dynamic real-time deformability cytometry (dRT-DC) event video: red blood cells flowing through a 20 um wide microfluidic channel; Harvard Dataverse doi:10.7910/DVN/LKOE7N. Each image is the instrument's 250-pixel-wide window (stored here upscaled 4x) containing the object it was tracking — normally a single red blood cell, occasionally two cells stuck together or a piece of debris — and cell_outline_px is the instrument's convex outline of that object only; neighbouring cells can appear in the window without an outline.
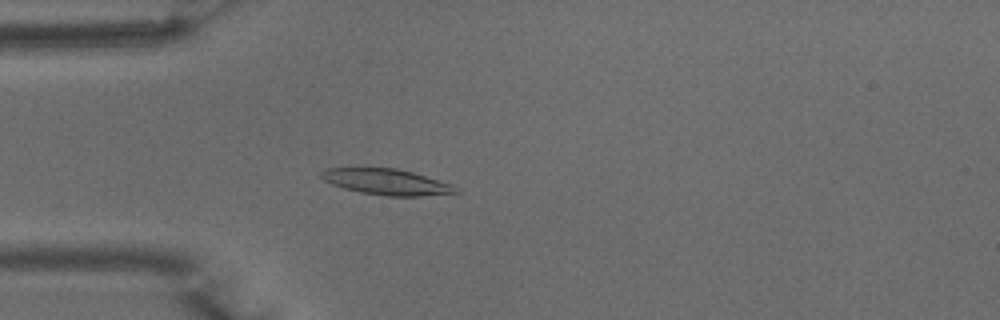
{"species": "common noctule bat (a hibernating species)", "species_latin": "Nyctalus noctula", "temperature_condition": "warm", "stored_images_in_passage": 25, "camera_frame_rate_fps": 3000, "um_per_image_px": 0.085, "animal": {"sex": "male", "body_mass_g": 15.6}, "frame": {"image": 1, "passage_image": 14, "time_ms": 4.333, "image_size_px": [1000, 320], "cell_outline_px": [[460, 192], [420, 196], [388, 196], [360, 192], [344, 188], [332, 184], [324, 180], [320, 176], [320, 172], [324, 168], [396, 168], [412, 172], [452, 184]], "centroid_in_image_um": [32.83, 15.46], "position_along_channel_um": 52.2, "area_um2": 20.11}}
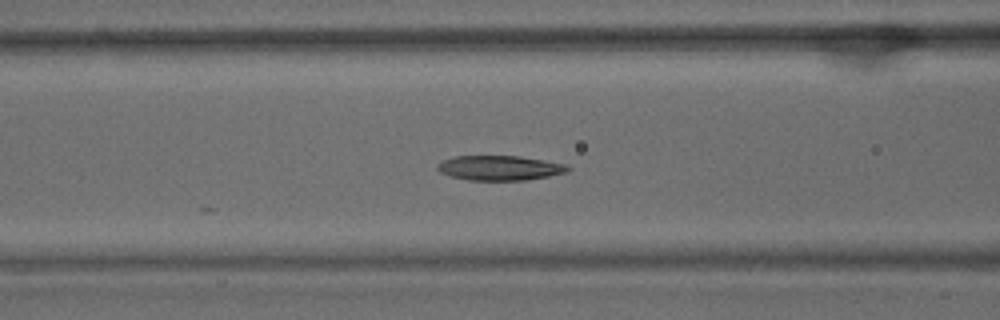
{"frame": {"image": 2, "passage_image": 20, "time_ms": 6.333, "image_size_px": [1000, 320], "cell_outline_px": [[572, 168], [568, 172], [548, 176], [524, 180], [468, 180], [452, 176], [440, 172], [436, 168], [436, 164], [444, 160], [456, 156], [520, 156], [568, 164]], "centroid_in_image_um": [42.51, 14.27], "position_along_channel_um": 124.1, "area_um2": 18.84}}
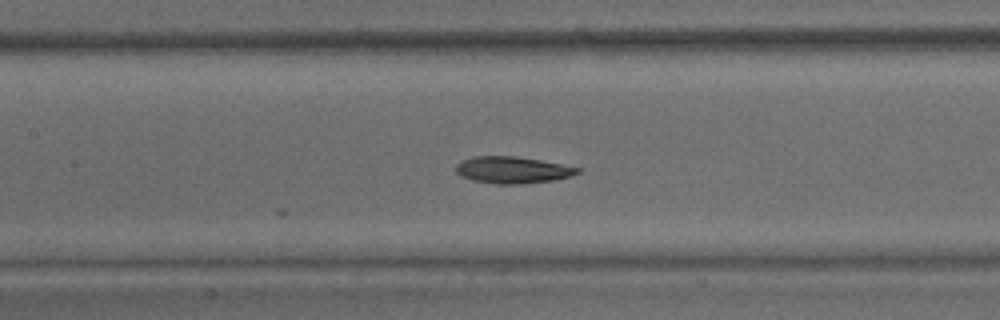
{"frame": {"image": 3, "passage_image": 23, "time_ms": 7.333, "image_size_px": [1000, 320], "cell_outline_px": [[580, 172], [572, 176], [552, 180], [520, 184], [496, 184], [472, 180], [460, 176], [456, 172], [456, 164], [460, 160], [472, 156], [516, 156], [540, 160], [580, 168]], "centroid_in_image_um": [43.51, 14.44], "position_along_channel_um": 163.9, "area_um2": 19.02}}